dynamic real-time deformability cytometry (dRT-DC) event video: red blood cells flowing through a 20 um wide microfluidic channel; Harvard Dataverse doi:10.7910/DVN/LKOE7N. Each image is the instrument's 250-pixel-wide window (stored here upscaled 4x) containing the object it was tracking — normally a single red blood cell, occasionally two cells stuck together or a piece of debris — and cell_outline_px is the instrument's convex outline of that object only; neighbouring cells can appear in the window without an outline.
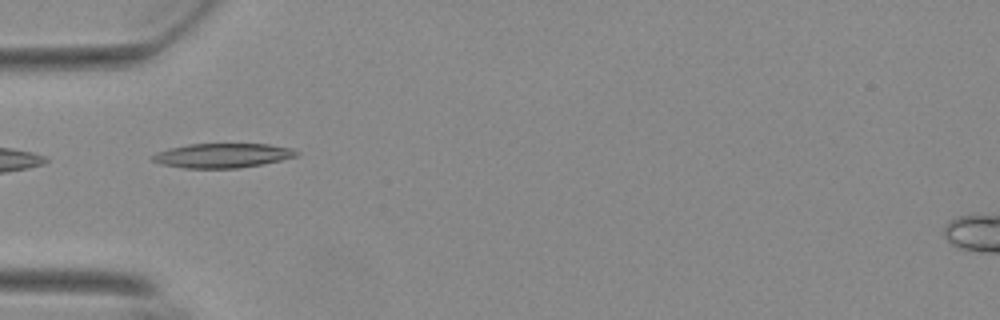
{"species": "Egyptian fruit bat (a non-hibernating species)", "species_latin": "Rousettus aegyptiacus", "temperature_condition": "warm", "stored_images_in_passage": 4, "camera_frame_rate_fps": 3000, "um_per_image_px": 0.085, "animal": {"sex": "female"}, "frame": {"image": 1, "passage_image": 1, "time_ms": 0.0, "image_size_px": [1000, 320], "cell_outline_px": [[300, 152], [296, 156], [280, 160], [260, 164], [236, 168], [184, 168], [160, 164], [152, 160], [148, 156], [156, 152], [168, 148], [188, 144], [268, 144], [292, 148]], "centroid_in_image_um": [18.84, 13.21], "position_along_channel_um": 66.2, "area_um2": 20.52}}